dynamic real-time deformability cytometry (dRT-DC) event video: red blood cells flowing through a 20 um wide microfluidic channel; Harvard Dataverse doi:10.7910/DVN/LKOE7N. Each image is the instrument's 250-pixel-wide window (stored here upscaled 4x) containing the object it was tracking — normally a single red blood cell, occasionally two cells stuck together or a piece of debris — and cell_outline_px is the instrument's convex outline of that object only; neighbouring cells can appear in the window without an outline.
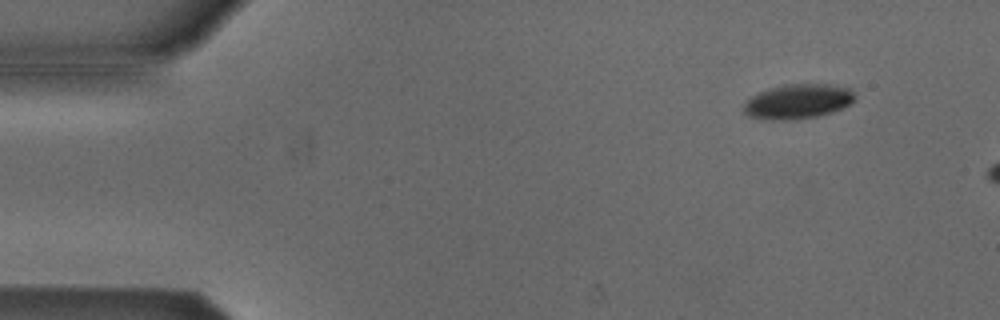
{"species": "Egyptian fruit bat (a non-hibernating species)", "species_latin": "Rousettus aegyptiacus", "temperature_condition": "cold", "stored_images_in_passage": 10, "camera_frame_rate_fps": 3000, "um_per_image_px": 0.085, "animal": {"sex": "male"}, "frame": {"image": 1, "passage_image": 4, "time_ms": 1.0, "image_size_px": [1000, 320], "cell_outline_px": [[856, 100], [832, 112], [816, 116], [796, 120], [772, 120], [748, 116], [744, 112], [744, 104], [752, 96], [768, 88], [784, 84], [832, 84], [848, 88], [856, 96]], "centroid_in_image_um": [67.82, 8.62], "position_along_channel_um": 17.2, "area_um2": 22.43}}